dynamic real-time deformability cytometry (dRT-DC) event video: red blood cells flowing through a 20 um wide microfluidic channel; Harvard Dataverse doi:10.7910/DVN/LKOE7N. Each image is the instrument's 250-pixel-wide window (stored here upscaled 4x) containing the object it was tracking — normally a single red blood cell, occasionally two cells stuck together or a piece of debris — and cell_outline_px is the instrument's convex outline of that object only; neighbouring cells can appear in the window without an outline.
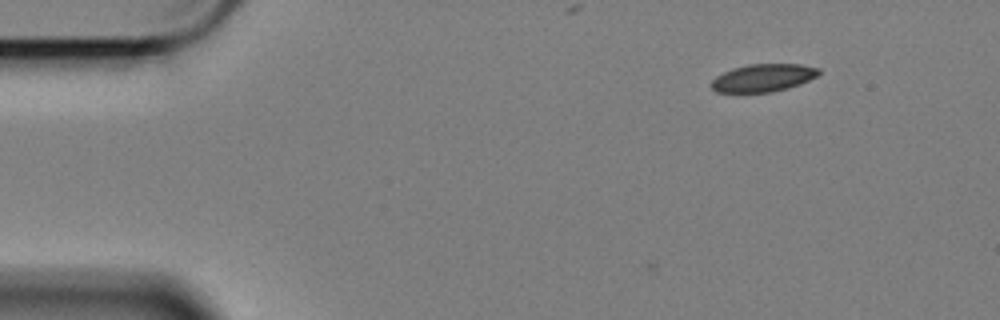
{"species": "Egyptian fruit bat (a non-hibernating species)", "species_latin": "Rousettus aegyptiacus", "temperature_condition": "cold", "stored_images_in_passage": 3, "camera_frame_rate_fps": 3000, "um_per_image_px": 0.085, "animal": {"sex": "female"}, "frame": {"image": 1, "passage_image": 3, "time_ms": 0.667, "image_size_px": [1000, 320], "cell_outline_px": [[820, 72], [816, 76], [800, 84], [788, 88], [772, 92], [716, 92], [712, 88], [712, 80], [716, 76], [732, 68], [748, 64], [800, 64], [820, 68]], "centroid_in_image_um": [64.87, 6.61], "position_along_channel_um": 20.1, "area_um2": 17.28}}